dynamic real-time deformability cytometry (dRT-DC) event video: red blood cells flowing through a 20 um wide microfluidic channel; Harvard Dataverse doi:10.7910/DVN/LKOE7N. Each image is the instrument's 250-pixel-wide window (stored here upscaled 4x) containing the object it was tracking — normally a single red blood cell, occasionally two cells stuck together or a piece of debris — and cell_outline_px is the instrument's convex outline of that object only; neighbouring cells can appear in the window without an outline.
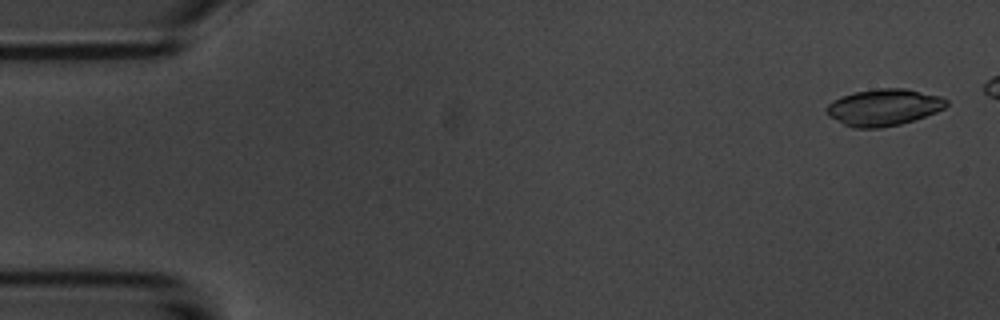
{"species": "common noctule bat (a hibernating species)", "species_latin": "Nyctalus noctula", "temperature_condition": "room temperature", "stored_images_in_passage": 6, "camera_frame_rate_fps": 3000, "um_per_image_px": 0.085, "animal": {"sex": "male", "body_mass_g": 20.1, "forearm_length_mm": 53.5}, "frame": {"image": 1, "passage_image": 1, "time_ms": 0.0, "image_size_px": [1000, 320], "cell_outline_px": [[948, 104], [944, 108], [936, 112], [900, 124], [880, 128], [852, 128], [828, 116], [824, 112], [828, 104], [844, 96], [856, 92], [876, 88], [904, 88], [940, 96], [948, 100]], "centroid_in_image_um": [75.11, 9.13], "position_along_channel_um": 9.9, "area_um2": 25.43}}
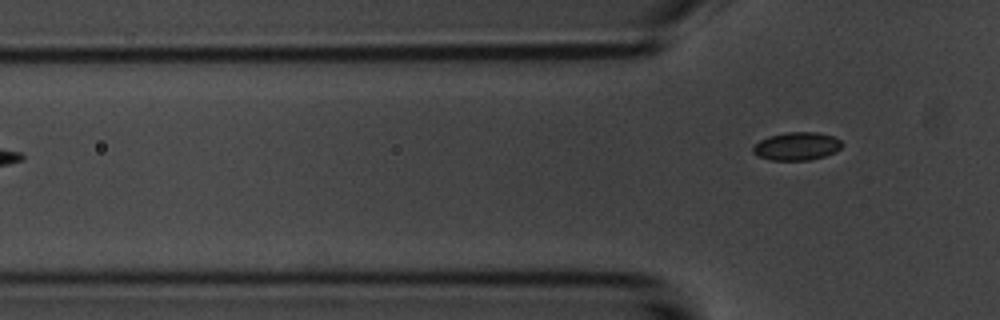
{"frame": {"image": 2, "passage_image": 6, "time_ms": 6.667, "image_size_px": [1000, 320], "cell_outline_px": [[844, 144], [836, 152], [824, 156], [808, 160], [772, 160], [756, 156], [752, 152], [752, 148], [760, 140], [768, 136], [788, 132], [816, 132], [832, 136], [840, 140]], "centroid_in_image_um": [67.72, 12.43], "position_along_channel_um": 58.1, "area_um2": 14.57}}